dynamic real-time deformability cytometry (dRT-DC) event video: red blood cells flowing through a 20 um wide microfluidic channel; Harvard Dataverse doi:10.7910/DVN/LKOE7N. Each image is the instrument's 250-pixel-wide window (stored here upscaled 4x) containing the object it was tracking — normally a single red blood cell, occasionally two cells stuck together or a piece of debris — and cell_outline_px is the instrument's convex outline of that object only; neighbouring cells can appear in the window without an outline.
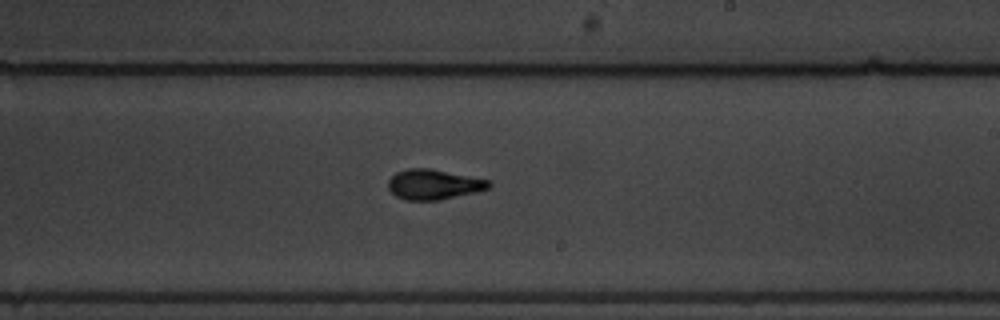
{"species": "common noctule bat (a hibernating species)", "species_latin": "Nyctalus noctula", "temperature_condition": "warm", "stored_images_in_passage": 10, "segment_of_instrument_passage": [2, 2], "camera_frame_rate_fps": 3000, "um_per_image_px": 0.085, "animal": {"sex": "male", "body_mass_g": 19.5, "forearm_length_mm": 54.6}, "frame": {"image": 1, "passage_image": 10, "time_ms": 3.0, "image_size_px": [1000, 320], "cell_outline_px": [[492, 184], [488, 188], [476, 192], [440, 200], [404, 200], [396, 196], [388, 188], [388, 180], [396, 172], [408, 168], [428, 168], [488, 180]], "centroid_in_image_um": [36.83, 15.68], "position_along_channel_um": 252.2, "area_um2": 17.51}}